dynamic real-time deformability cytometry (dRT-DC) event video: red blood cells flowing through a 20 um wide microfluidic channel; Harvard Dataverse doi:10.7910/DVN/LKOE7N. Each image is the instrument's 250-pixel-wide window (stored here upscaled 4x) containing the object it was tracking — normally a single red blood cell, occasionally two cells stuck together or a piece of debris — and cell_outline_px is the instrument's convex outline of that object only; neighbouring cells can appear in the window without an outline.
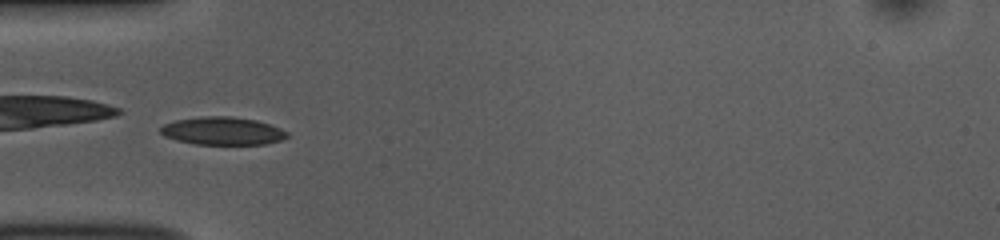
{"species": "common noctule bat (a hibernating species)", "species_latin": "Nyctalus noctula", "temperature_condition": "room temperature", "stored_images_in_passage": 42, "camera_frame_rate_fps": 3000, "um_per_image_px": 0.085, "animal": {"sex": "female", "body_mass_g": 10.0, "forearm_length_mm": 53.1}, "frame": {"image": 1, "passage_image": 6, "time_ms": 1.667, "image_size_px": [1000, 240], "cell_outline_px": [[288, 136], [280, 140], [268, 144], [196, 144], [176, 140], [164, 136], [160, 132], [160, 128], [164, 124], [176, 120], [204, 116], [232, 116], [256, 120], [280, 128], [288, 132]], "centroid_in_image_um": [18.91, 11.13], "position_along_channel_um": 66.1, "area_um2": 20.52}}
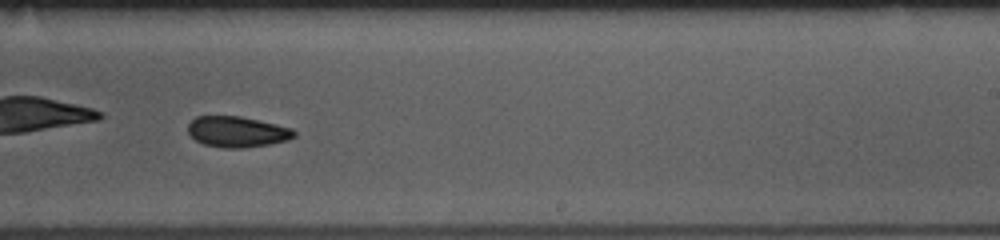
{"frame": {"image": 2, "passage_image": 22, "time_ms": 7.0, "image_size_px": [1000, 240], "cell_outline_px": [[296, 136], [288, 140], [268, 144], [244, 148], [224, 148], [204, 144], [196, 140], [188, 132], [188, 124], [196, 116], [240, 116], [276, 124], [292, 128], [296, 132]], "centroid_in_image_um": [20.17, 11.2], "position_along_channel_um": 268.8, "area_um2": 19.02}}
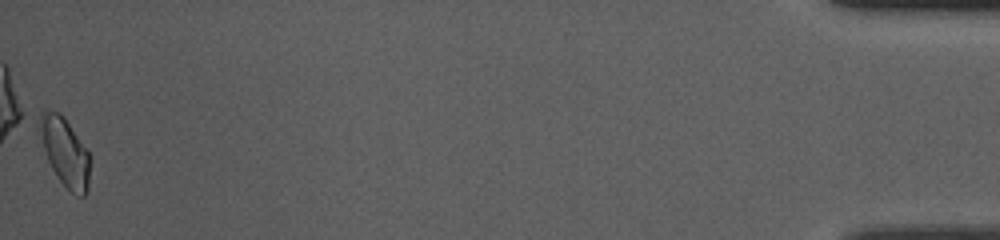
{"frame": {"image": 3, "passage_image": 42, "time_ms": 13.667, "image_size_px": [1000, 240], "cell_outline_px": [[88, 192], [84, 196], [80, 196], [72, 192], [60, 180], [52, 168], [48, 160], [32, 116], [40, 112], [60, 112], [64, 116], [88, 152]], "centroid_in_image_um": [5.43, 12.82], "position_along_channel_um": 429.8, "area_um2": 20.06}, "authors_computed_cell_mechanics": {"area_um2": 19.5075, "velocity_mm_per_s": 3.8038, "shape_relaxation_time_tau1_ms": 5.0555, "shape_relaxation_time_tau2_ms": 8.681, "deformation_change_tau1": 0.1088, "deformation_change_tau2": 0.1165}}